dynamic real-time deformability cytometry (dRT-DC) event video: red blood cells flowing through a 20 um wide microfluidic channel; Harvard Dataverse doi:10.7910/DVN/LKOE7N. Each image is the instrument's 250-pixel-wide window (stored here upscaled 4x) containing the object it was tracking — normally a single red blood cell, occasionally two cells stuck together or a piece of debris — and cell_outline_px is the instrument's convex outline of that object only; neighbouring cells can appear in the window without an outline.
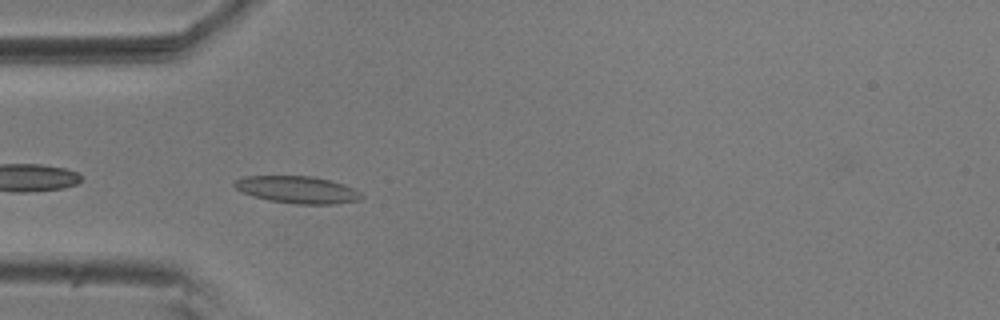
{"species": "common noctule bat (a hibernating species)", "species_latin": "Nyctalus noctula", "temperature_condition": "room temperature", "stored_images_in_passage": 41, "camera_frame_rate_fps": 3000, "um_per_image_px": 0.085, "animal": {"sex": "male", "body_mass_g": 20.5, "forearm_length_mm": 52.5}, "frame": {"image": 1, "passage_image": 2, "time_ms": 0.333, "image_size_px": [1000, 320], "cell_outline_px": [[364, 196], [360, 200], [332, 204], [296, 204], [268, 200], [252, 196], [240, 192], [232, 184], [236, 180], [244, 176], [312, 176], [344, 184], [360, 192]], "centroid_in_image_um": [25.25, 16.13], "position_along_channel_um": 59.7, "area_um2": 20.11}}
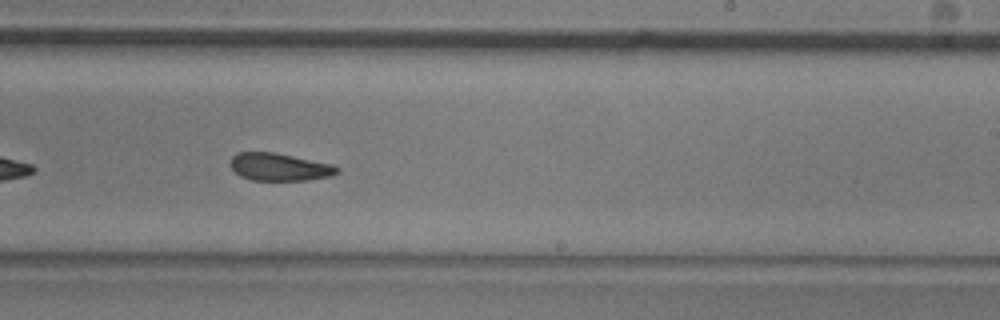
{"frame": {"image": 2, "passage_image": 19, "time_ms": 6.0, "image_size_px": [1000, 320], "cell_outline_px": [[340, 172], [332, 176], [308, 180], [252, 180], [240, 176], [228, 164], [232, 156], [240, 152], [276, 152], [332, 164], [340, 168]], "centroid_in_image_um": [23.77, 14.19], "position_along_channel_um": 265.2, "area_um2": 17.34}}
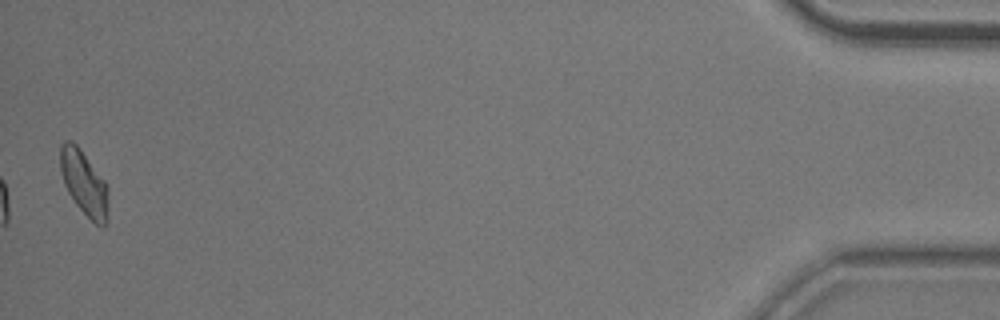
{"frame": {"image": 3, "passage_image": 40, "time_ms": 13.0, "image_size_px": [1000, 320], "cell_outline_px": [[108, 204], [104, 228], [100, 228], [76, 204], [68, 192], [64, 184], [60, 172], [60, 144], [64, 140], [72, 140], [80, 148], [104, 180], [108, 188]], "centroid_in_image_um": [7.12, 15.51], "position_along_channel_um": 428.1, "area_um2": 18.03}, "authors_computed_cell_mechanics": {"area_um2": 17.9758, "velocity_mm_per_s": 3.6557, "shape_relaxation_time_tau1_ms": null, "shape_relaxation_time_tau2_ms": 3.37, "deformation_change_tau1": null, "deformation_change_tau2": 0.0872}}